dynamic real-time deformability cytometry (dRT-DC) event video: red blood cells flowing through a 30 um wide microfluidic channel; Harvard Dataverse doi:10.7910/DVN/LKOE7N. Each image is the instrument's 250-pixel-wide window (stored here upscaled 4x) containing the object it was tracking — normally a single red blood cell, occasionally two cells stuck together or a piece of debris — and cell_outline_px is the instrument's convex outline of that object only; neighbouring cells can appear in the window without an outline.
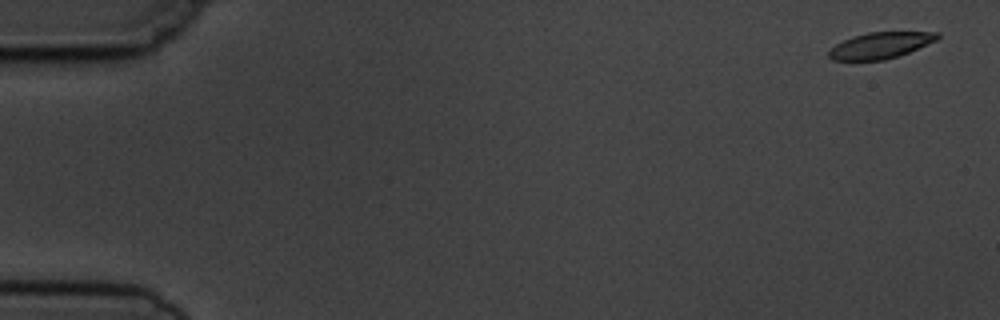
{"species": "common noctule bat (a hibernating species)", "species_latin": "Nyctalus noctula", "temperature_condition": "cold", "stored_images_in_passage": 5, "camera_frame_rate_fps": 3000, "um_per_image_px": 0.085, "animal": {"sex": "male", "body_mass_g": 19.5, "forearm_length_mm": 54.6}, "frame": {"image": 1, "passage_image": 1, "time_ms": 0.0, "image_size_px": [1000, 320], "cell_outline_px": [[940, 36], [936, 40], [908, 52], [884, 60], [832, 60], [828, 56], [828, 52], [836, 44], [852, 36], [868, 32], [940, 32]], "centroid_in_image_um": [74.81, 3.85], "position_along_channel_um": 10.2, "area_um2": 16.36}}
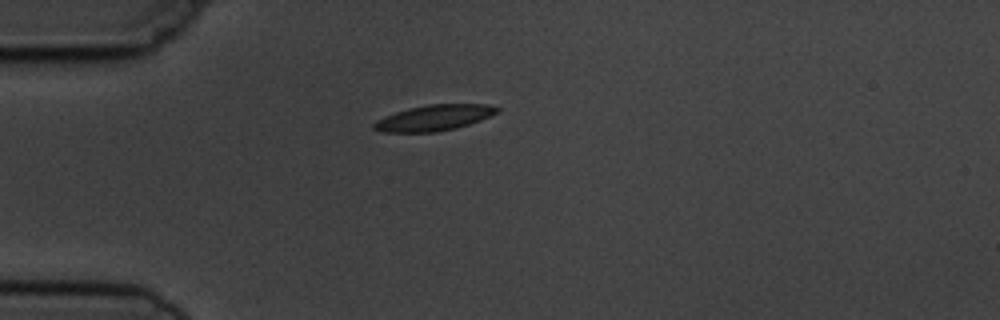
{"frame": {"image": 2, "passage_image": 5, "time_ms": 4.333, "image_size_px": [1000, 320], "cell_outline_px": [[500, 112], [480, 120], [456, 128], [436, 132], [380, 132], [372, 128], [372, 124], [376, 120], [384, 116], [408, 108], [428, 104], [488, 104], [500, 108]], "centroid_in_image_um": [36.88, 10.01], "position_along_channel_um": 48.1, "area_um2": 18.61}}